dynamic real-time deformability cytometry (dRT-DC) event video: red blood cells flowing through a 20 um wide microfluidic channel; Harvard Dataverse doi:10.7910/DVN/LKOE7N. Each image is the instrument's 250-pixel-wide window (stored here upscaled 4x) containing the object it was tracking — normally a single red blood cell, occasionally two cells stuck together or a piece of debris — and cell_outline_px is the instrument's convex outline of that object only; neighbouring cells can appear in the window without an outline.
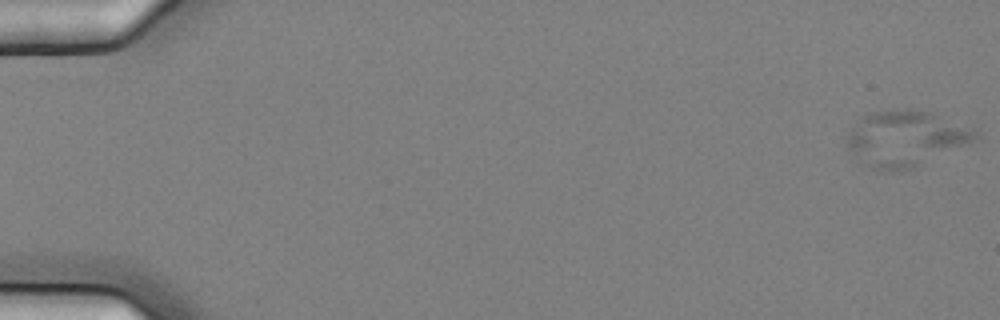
{"species": "common noctule bat (a hibernating species)", "species_latin": "Nyctalus noctula", "temperature_condition": "cold", "stored_images_in_passage": 7, "segment_of_instrument_passage": [1, 2], "camera_frame_rate_fps": 3000, "um_per_image_px": 0.085, "animal": {"sex": "female", "body_mass_g": 25.1}, "frame": {"image": 1, "passage_image": 2, "time_ms": 0.333, "image_size_px": [1000, 320], "cell_outline_px": [[980, 140], [912, 168], [892, 172], [888, 172], [872, 168], [864, 164], [848, 148], [844, 140], [844, 136], [860, 116], [868, 112], [908, 108], [912, 108], [928, 112], [972, 128], [980, 132]], "centroid_in_image_um": [76.96, 11.76], "position_along_channel_um": 8.0, "area_um2": 42.19}}
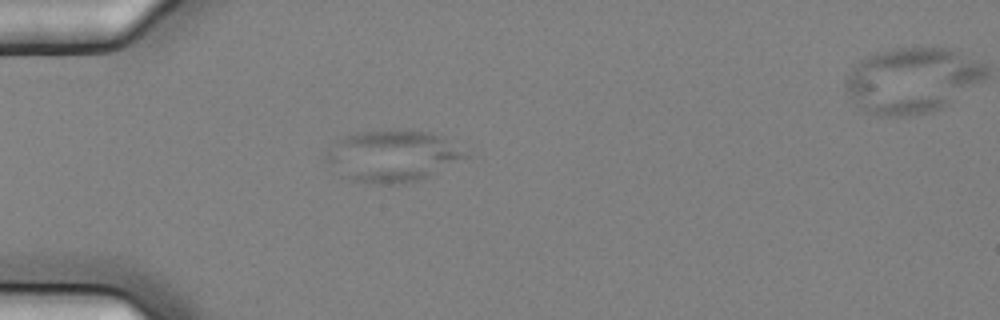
{"frame": {"image": 2, "passage_image": 6, "time_ms": 1.667, "image_size_px": [1000, 320], "cell_outline_px": [[468, 156], [420, 180], [392, 184], [380, 184], [356, 180], [344, 176], [324, 160], [324, 156], [336, 140], [344, 136], [356, 132], [432, 132], [444, 136]], "centroid_in_image_um": [33.32, 13.27], "position_along_channel_um": 51.7, "area_um2": 40.46}}